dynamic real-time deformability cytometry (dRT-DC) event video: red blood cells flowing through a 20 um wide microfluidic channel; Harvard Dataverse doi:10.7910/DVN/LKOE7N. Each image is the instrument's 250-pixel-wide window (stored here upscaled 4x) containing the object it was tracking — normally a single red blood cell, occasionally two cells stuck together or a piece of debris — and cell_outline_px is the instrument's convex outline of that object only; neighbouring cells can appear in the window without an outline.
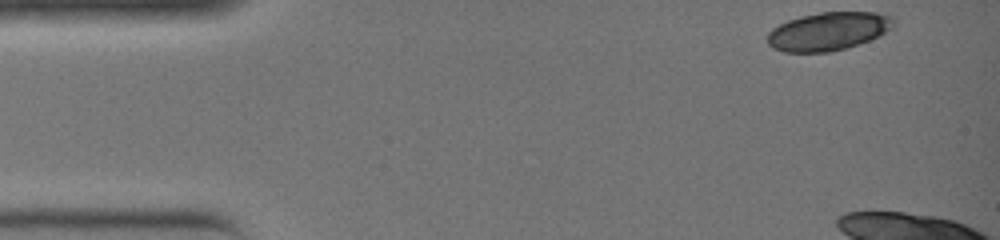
{"species": "common noctule bat (a hibernating species)", "species_latin": "Nyctalus noctula", "temperature_condition": "warm", "stored_images_in_passage": 9, "camera_frame_rate_fps": 3000, "um_per_image_px": 0.085, "animal": {"sex": "female", "body_mass_g": 19.0, "forearm_length_mm": 51.5}, "frame": {"image": 1, "passage_image": 1, "time_ms": 0.0, "image_size_px": [1000, 240], "cell_outline_px": [[892, 28], [880, 36], [832, 52], [784, 52], [772, 48], [768, 44], [768, 32], [772, 28], [788, 20], [800, 16], [820, 12], [876, 12], [892, 16]], "centroid_in_image_um": [70.37, 2.66], "position_along_channel_um": 14.6, "area_um2": 28.03}}